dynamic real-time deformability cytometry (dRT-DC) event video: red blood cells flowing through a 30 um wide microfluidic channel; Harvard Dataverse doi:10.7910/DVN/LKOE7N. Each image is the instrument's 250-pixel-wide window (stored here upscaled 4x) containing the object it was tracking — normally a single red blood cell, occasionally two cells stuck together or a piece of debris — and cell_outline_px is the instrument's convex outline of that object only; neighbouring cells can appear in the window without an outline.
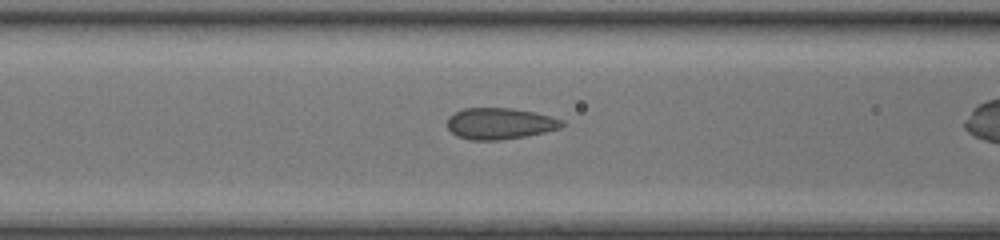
{"species": "common noctule bat (a hibernating species)", "species_latin": "Nyctalus noctula", "temperature_condition": "room temperature", "stored_images_in_passage": 23, "camera_frame_rate_fps": 3000, "um_per_image_px": 0.085, "animal": {"sex": "female", "body_mass_g": 17.0, "forearm_length_mm": 48.0}, "frame": {"image": 1, "passage_image": 5, "time_ms": 1.333, "image_size_px": [1000, 240], "cell_outline_px": [[564, 124], [560, 128], [544, 132], [524, 136], [500, 140], [468, 140], [456, 136], [448, 128], [448, 116], [464, 108], [512, 108], [552, 116], [564, 120]], "centroid_in_image_um": [42.48, 10.5], "position_along_channel_um": 124.1, "area_um2": 20.92}}
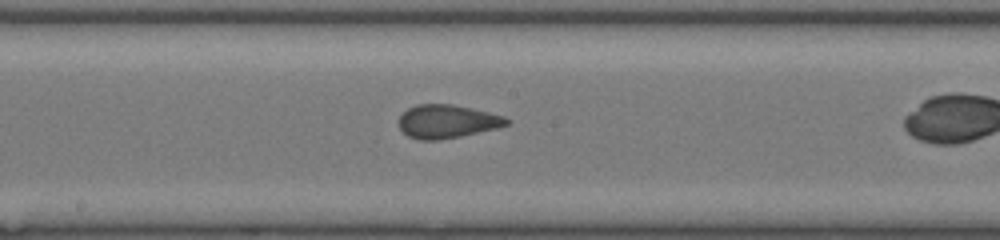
{"frame": {"image": 2, "passage_image": 11, "time_ms": 3.333, "image_size_px": [1000, 240], "cell_outline_px": [[508, 124], [496, 128], [460, 136], [436, 140], [420, 140], [408, 136], [400, 128], [400, 116], [408, 108], [416, 104], [452, 104], [488, 112], [504, 116], [508, 120]], "centroid_in_image_um": [37.98, 10.32], "position_along_channel_um": 210.2, "area_um2": 20.63}}
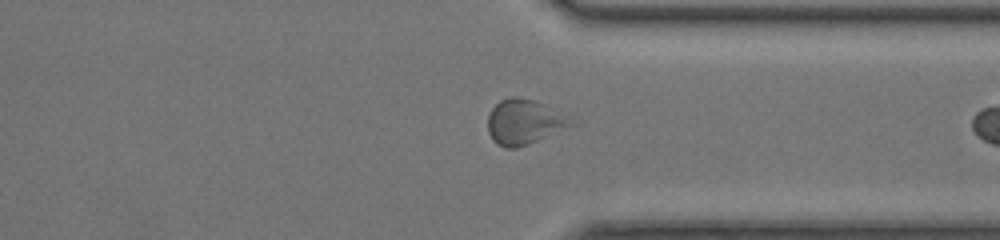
{"frame": {"image": 3, "passage_image": 22, "time_ms": 7.0, "image_size_px": [1000, 240], "cell_outline_px": [[580, 124], [528, 144], [516, 148], [504, 148], [496, 144], [492, 140], [488, 132], [488, 116], [492, 108], [500, 100], [508, 96], [516, 96], [532, 100], [580, 120]], "centroid_in_image_um": [44.63, 10.38], "position_along_channel_um": 366.8, "area_um2": 22.37}}